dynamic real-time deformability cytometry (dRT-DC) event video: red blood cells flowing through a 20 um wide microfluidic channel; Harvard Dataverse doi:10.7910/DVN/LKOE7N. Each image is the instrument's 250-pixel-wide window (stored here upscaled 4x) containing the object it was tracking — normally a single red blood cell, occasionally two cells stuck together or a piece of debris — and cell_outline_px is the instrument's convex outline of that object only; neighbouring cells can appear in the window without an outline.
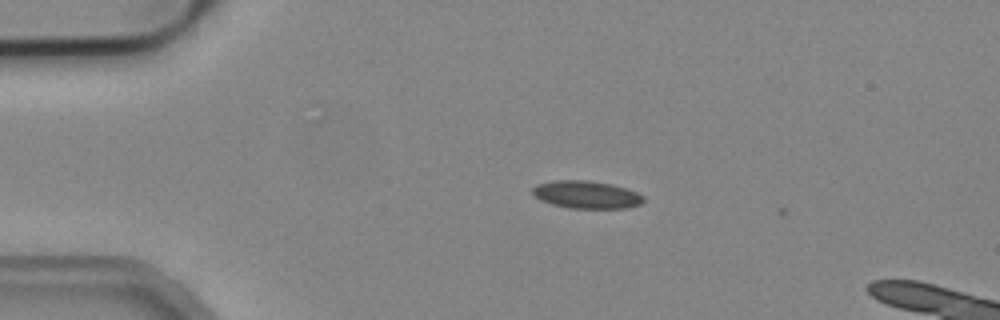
{"species": "common noctule bat (a hibernating species)", "species_latin": "Nyctalus noctula", "temperature_condition": "cold", "stored_images_in_passage": 4, "camera_frame_rate_fps": 3000, "um_per_image_px": 0.085, "animal": {"sex": "male", "body_mass_g": 19.2, "forearm_length_mm": 51.8}, "frame": {"image": 1, "passage_image": 3, "time_ms": 0.667, "image_size_px": [1000, 320], "cell_outline_px": [[644, 200], [640, 204], [628, 208], [568, 208], [552, 204], [540, 200], [532, 192], [532, 188], [536, 184], [556, 180], [588, 180], [612, 184], [636, 192], [644, 196]], "centroid_in_image_um": [49.84, 16.54], "position_along_channel_um": 35.2, "area_um2": 17.86}}